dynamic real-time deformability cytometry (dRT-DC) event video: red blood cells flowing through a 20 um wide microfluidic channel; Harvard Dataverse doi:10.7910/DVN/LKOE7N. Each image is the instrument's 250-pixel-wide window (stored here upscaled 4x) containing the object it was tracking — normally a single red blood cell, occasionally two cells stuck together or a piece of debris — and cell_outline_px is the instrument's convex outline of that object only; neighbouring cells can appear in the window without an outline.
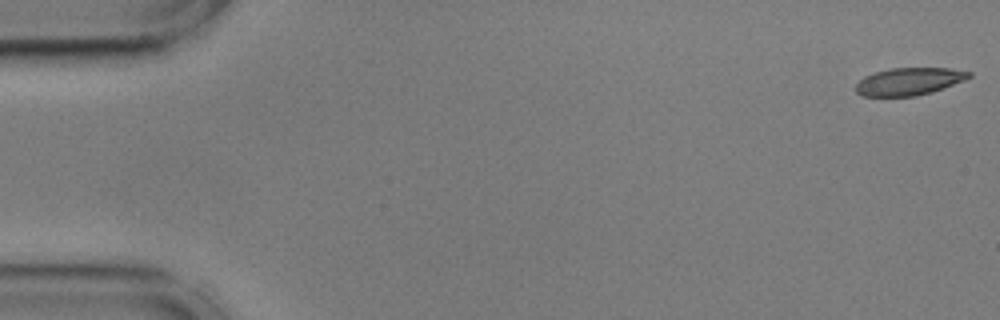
{"species": "common noctule bat (a hibernating species)", "species_latin": "Nyctalus noctula", "temperature_condition": "cold", "stored_images_in_passage": 55, "camera_frame_rate_fps": 3000, "um_per_image_px": 0.085, "animal": {"sex": "male", "body_mass_g": 17.9, "forearm_length_mm": 54.2}, "frame": {"image": 1, "passage_image": 1, "time_ms": 0.0, "image_size_px": [1000, 320], "cell_outline_px": [[972, 76], [964, 80], [932, 92], [916, 96], [864, 96], [856, 92], [856, 84], [864, 76], [888, 68], [948, 68], [972, 72]], "centroid_in_image_um": [77.27, 6.92], "position_along_channel_um": 7.7, "area_um2": 18.03}}
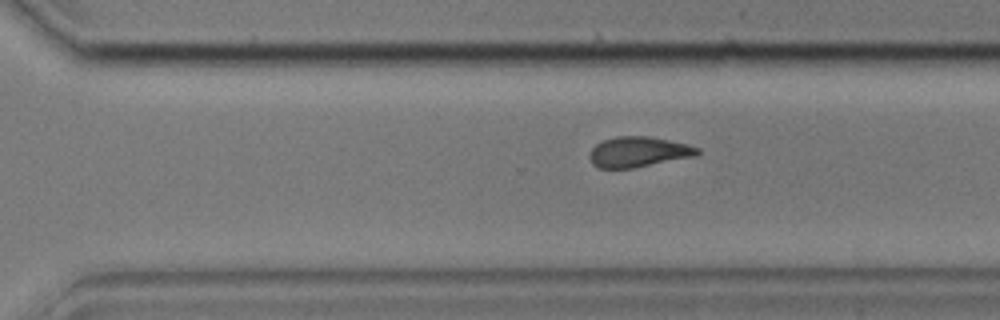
{"frame": {"image": 2, "passage_image": 38, "time_ms": 12.333, "image_size_px": [1000, 320], "cell_outline_px": [[700, 152], [696, 156], [632, 168], [600, 168], [592, 164], [588, 156], [592, 148], [596, 144], [604, 140], [616, 136], [648, 136], [688, 144], [700, 148]], "centroid_in_image_um": [54.26, 12.91], "position_along_channel_um": 316.3, "area_um2": 19.07}}
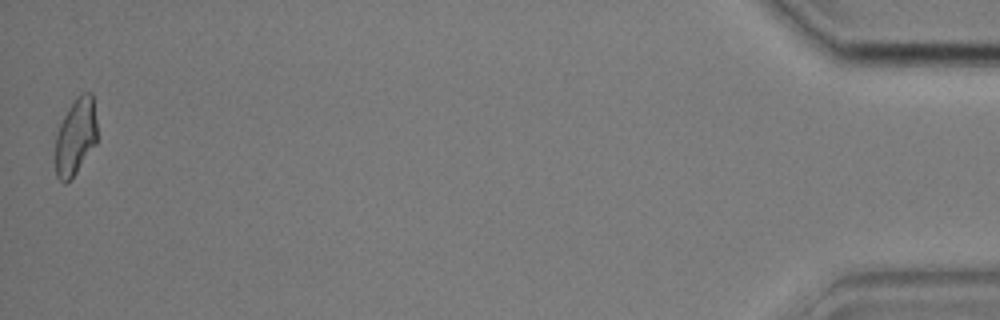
{"frame": {"image": 3, "passage_image": 55, "time_ms": 18.0, "image_size_px": [1000, 320], "cell_outline_px": [[96, 144], [76, 172], [64, 184], [56, 176], [56, 132], [68, 108], [76, 96], [84, 92], [92, 92], [96, 120]], "centroid_in_image_um": [6.43, 11.58], "position_along_channel_um": 428.8, "area_um2": 18.55}, "authors_computed_cell_mechanics": {"area_um2": 19.4208, "velocity_mm_per_s": 3.5942, "shape_relaxation_time_tau1_ms": 7.9581, "shape_relaxation_time_tau2_ms": 5.7667, "deformation_change_tau1": 0.2172, "deformation_change_tau2": 0.112}}